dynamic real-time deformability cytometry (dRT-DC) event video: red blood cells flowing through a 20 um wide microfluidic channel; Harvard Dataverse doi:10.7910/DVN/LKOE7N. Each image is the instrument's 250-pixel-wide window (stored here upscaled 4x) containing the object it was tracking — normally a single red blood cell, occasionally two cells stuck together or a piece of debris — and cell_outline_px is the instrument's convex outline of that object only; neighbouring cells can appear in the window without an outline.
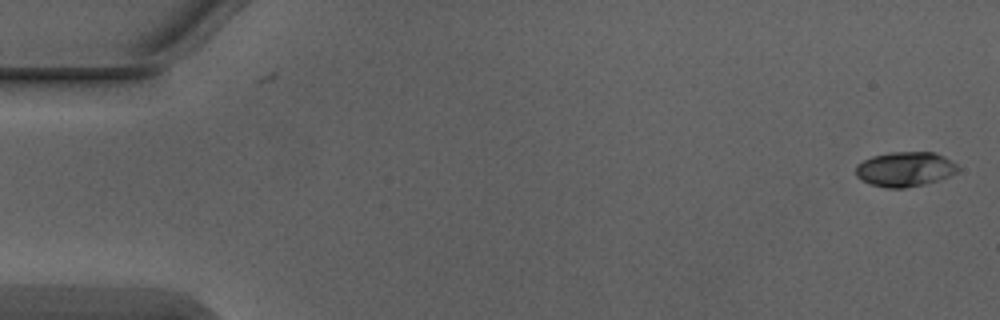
{"species": "Egyptian fruit bat (a non-hibernating species)", "species_latin": "Rousettus aegyptiacus", "temperature_condition": "warm", "stored_images_in_passage": 5, "camera_frame_rate_fps": 3000, "um_per_image_px": 0.085, "animal": {"sex": "male"}, "frame": {"image": 1, "passage_image": 1, "time_ms": 0.0, "image_size_px": [1000, 320], "cell_outline_px": [[960, 168], [956, 172], [948, 176], [924, 184], [904, 188], [888, 188], [872, 184], [860, 180], [856, 176], [856, 164], [872, 156], [888, 152], [936, 152], [944, 156], [956, 164]], "centroid_in_image_um": [76.9, 14.37], "position_along_channel_um": 8.1, "area_um2": 20.63}}